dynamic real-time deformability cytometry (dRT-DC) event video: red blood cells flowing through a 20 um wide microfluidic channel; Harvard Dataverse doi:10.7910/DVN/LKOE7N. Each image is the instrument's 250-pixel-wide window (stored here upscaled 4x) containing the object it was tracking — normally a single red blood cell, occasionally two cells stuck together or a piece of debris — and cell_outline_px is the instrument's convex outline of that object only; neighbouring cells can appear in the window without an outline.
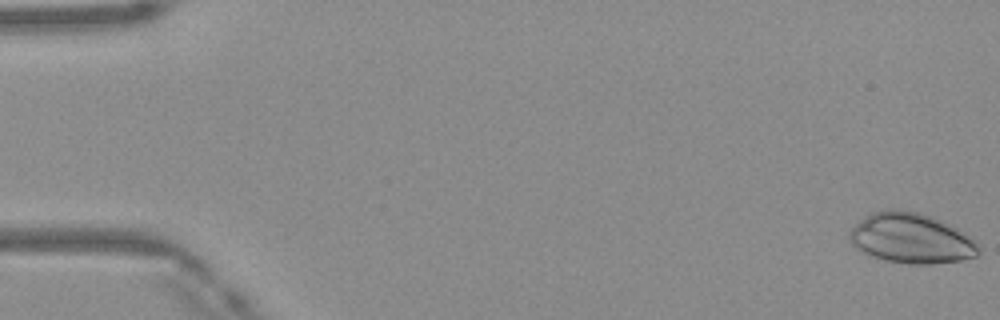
{"species": "Egyptian fruit bat (a non-hibernating species)", "species_latin": "Rousettus aegyptiacus", "temperature_condition": "warm", "stored_images_in_passage": 14, "camera_frame_rate_fps": 3000, "um_per_image_px": 0.085, "frame": {"image": 1, "passage_image": 1, "time_ms": 0.0, "image_size_px": [1000, 320], "cell_outline_px": [[980, 252], [976, 256], [964, 260], [932, 264], [908, 264], [884, 260], [872, 256], [864, 252], [852, 244], [848, 240], [848, 232], [856, 224], [872, 212], [892, 208], [920, 212], [932, 216], [964, 232], [980, 248]], "centroid_in_image_um": [77.44, 20.26], "position_along_channel_um": 7.6, "area_um2": 37.74}}